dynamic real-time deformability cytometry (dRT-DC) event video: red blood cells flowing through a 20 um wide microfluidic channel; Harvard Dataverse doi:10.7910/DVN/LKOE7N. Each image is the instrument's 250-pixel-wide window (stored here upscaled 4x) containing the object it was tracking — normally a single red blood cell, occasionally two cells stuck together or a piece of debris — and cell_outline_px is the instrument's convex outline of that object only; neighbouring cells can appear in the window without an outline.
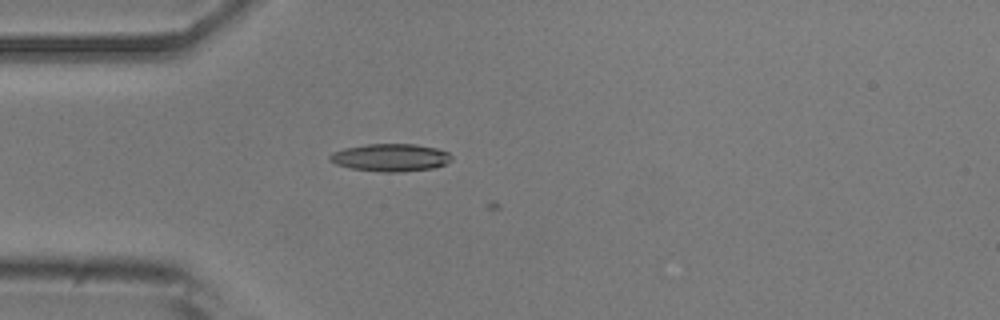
{"species": "common noctule bat (a hibernating species)", "species_latin": "Nyctalus noctula", "temperature_condition": "room temperature", "stored_images_in_passage": 2, "camera_frame_rate_fps": 3000, "um_per_image_px": 0.085, "animal": {"sex": "male", "body_mass_g": 20.5, "forearm_length_mm": 52.5}, "frame": {"image": 1, "passage_image": 1, "time_ms": 0.0, "image_size_px": [1000, 320], "cell_outline_px": [[452, 160], [444, 164], [432, 168], [400, 172], [380, 172], [352, 168], [336, 164], [328, 160], [328, 156], [332, 152], [344, 148], [368, 144], [416, 144], [436, 148], [448, 152], [452, 156]], "centroid_in_image_um": [33.18, 13.39], "position_along_channel_um": 51.8, "area_um2": 19.59}}